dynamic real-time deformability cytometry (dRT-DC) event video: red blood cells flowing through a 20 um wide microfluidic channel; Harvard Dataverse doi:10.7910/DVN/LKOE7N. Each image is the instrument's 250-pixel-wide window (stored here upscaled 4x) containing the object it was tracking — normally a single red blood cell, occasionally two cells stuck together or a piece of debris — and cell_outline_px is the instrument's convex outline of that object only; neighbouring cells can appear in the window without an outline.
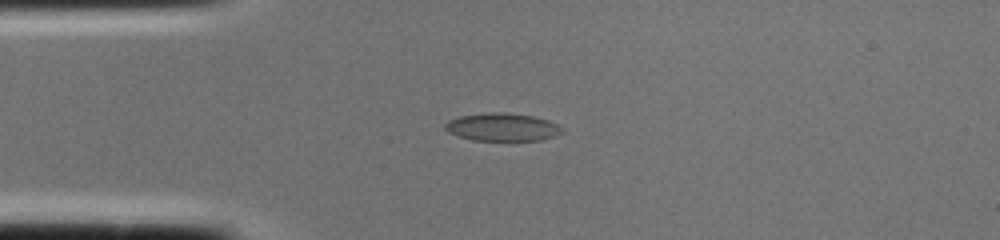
{"species": "common noctule bat (a hibernating species)", "species_latin": "Nyctalus noctula", "temperature_condition": "cold", "stored_images_in_passage": 2, "segment_of_instrument_passage": [1, 2], "camera_frame_rate_fps": 3000, "um_per_image_px": 0.085, "animal": {"sex": "female", "body_mass_g": 22.0, "forearm_length_mm": 56.7}, "frame": {"image": 1, "passage_image": 1, "time_ms": 0.0, "image_size_px": [1000, 240], "cell_outline_px": [[564, 132], [556, 136], [540, 140], [472, 140], [456, 136], [448, 132], [444, 128], [444, 124], [448, 120], [460, 116], [488, 112], [504, 112], [532, 116], [548, 120], [564, 128]], "centroid_in_image_um": [42.69, 10.8], "position_along_channel_um": 42.3, "area_um2": 19.13}}